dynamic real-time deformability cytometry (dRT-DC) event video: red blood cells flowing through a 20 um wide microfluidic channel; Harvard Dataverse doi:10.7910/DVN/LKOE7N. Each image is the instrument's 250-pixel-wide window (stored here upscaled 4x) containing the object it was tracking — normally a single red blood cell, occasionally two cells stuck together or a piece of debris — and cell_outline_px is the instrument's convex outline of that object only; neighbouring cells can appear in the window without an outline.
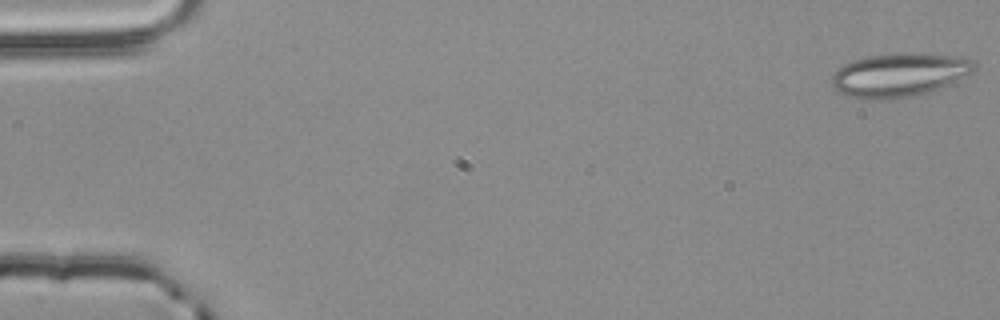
{"species": "common noctule bat (a hibernating species)", "species_latin": "Nyctalus noctula", "temperature_condition": "room temperature", "stored_images_in_passage": 4, "camera_frame_rate_fps": 3000, "um_per_image_px": 0.085, "animal": {"sex": "male", "body_mass_g": 20.4}, "frame": {"image": 1, "passage_image": 1, "time_ms": 0.0, "image_size_px": [1000, 320], "cell_outline_px": [[976, 68], [972, 72], [964, 76], [936, 88], [924, 92], [908, 96], [884, 100], [868, 100], [848, 96], [832, 88], [832, 76], [836, 68], [852, 60], [868, 56], [896, 52], [912, 52], [968, 56], [976, 60]], "centroid_in_image_um": [76.42, 6.32], "position_along_channel_um": 8.6, "area_um2": 36.59}}
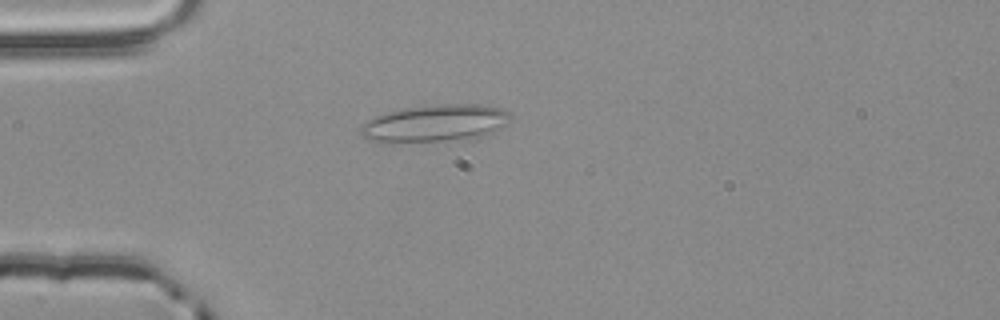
{"frame": {"image": 2, "passage_image": 4, "time_ms": 1.0, "image_size_px": [1000, 320], "cell_outline_px": [[512, 116], [484, 136], [444, 140], [372, 140], [360, 136], [360, 124], [384, 112], [400, 108], [436, 104], [480, 104], [500, 108], [512, 112]], "centroid_in_image_um": [36.94, 10.42], "position_along_channel_um": 48.1, "area_um2": 31.5}}